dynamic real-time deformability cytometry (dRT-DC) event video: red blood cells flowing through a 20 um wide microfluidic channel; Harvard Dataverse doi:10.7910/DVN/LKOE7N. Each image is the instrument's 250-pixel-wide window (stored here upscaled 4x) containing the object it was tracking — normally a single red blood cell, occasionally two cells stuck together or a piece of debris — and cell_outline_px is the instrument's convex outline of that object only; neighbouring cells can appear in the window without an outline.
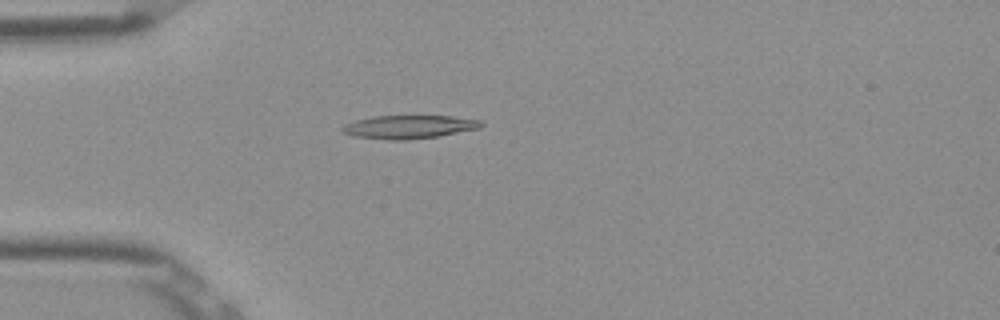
{"species": "Egyptian fruit bat (a non-hibernating species)", "species_latin": "Rousettus aegyptiacus", "temperature_condition": "room temperature", "stored_images_in_passage": 52, "camera_frame_rate_fps": 3000, "um_per_image_px": 0.085, "frame": {"image": 1, "passage_image": 15, "time_ms": 4.667, "image_size_px": [1000, 320], "cell_outline_px": [[484, 124], [480, 128], [440, 136], [404, 140], [388, 140], [356, 136], [344, 132], [340, 128], [344, 124], [356, 120], [372, 116], [452, 116], [480, 120]], "centroid_in_image_um": [34.78, 10.78], "position_along_channel_um": 50.2, "area_um2": 18.84}}
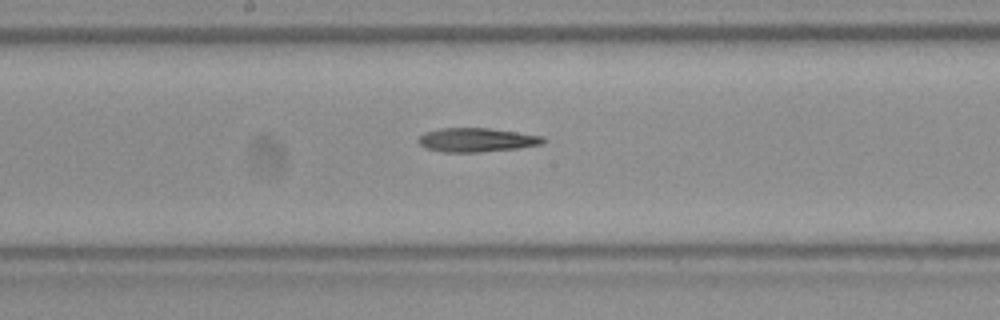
{"frame": {"image": 2, "passage_image": 28, "time_ms": 9.0, "image_size_px": [1000, 320], "cell_outline_px": [[544, 144], [520, 148], [480, 152], [444, 152], [424, 148], [416, 140], [424, 132], [440, 128], [492, 128], [544, 136]], "centroid_in_image_um": [40.52, 11.89], "position_along_channel_um": 207.7, "area_um2": 17.63}}
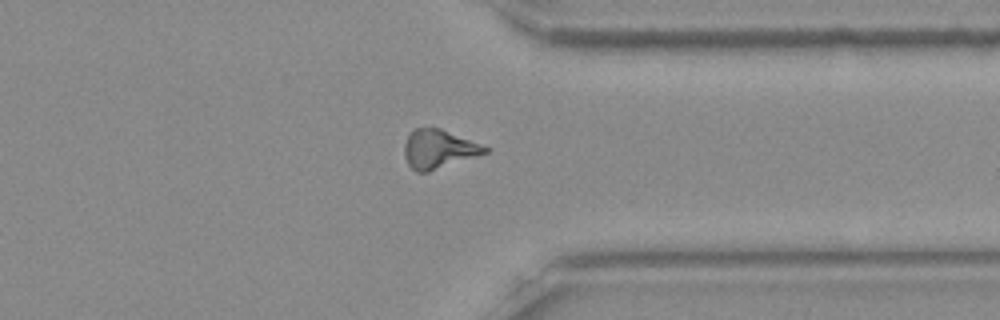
{"frame": {"image": 3, "passage_image": 41, "time_ms": 13.333, "image_size_px": [1000, 320], "cell_outline_px": [[492, 148], [488, 152], [428, 172], [416, 172], [408, 164], [404, 156], [404, 144], [408, 136], [416, 128], [440, 128]], "centroid_in_image_um": [37.29, 12.68], "position_along_channel_um": 374.1, "area_um2": 18.09}}